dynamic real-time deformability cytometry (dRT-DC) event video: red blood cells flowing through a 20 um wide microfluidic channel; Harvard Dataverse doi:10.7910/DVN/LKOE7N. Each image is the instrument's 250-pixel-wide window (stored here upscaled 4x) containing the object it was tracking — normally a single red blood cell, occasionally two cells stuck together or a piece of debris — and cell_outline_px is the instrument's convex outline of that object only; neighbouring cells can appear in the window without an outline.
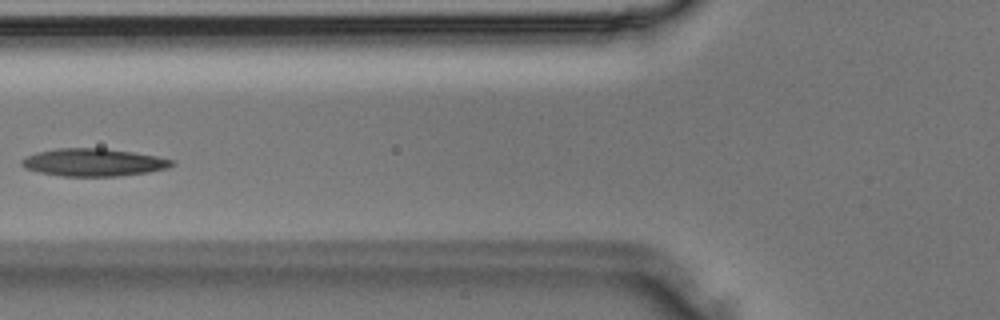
{"species": "Egyptian fruit bat (a non-hibernating species)", "species_latin": "Rousettus aegyptiacus", "temperature_condition": "room temperature", "stored_images_in_passage": 37, "camera_frame_rate_fps": 3000, "um_per_image_px": 0.085, "animal": {"sex": "male"}, "frame": {"image": 1, "passage_image": 14, "time_ms": 4.333, "image_size_px": [1000, 320], "cell_outline_px": [[176, 164], [168, 168], [148, 172], [120, 176], [64, 176], [40, 172], [24, 168], [20, 164], [20, 160], [36, 152], [56, 148], [104, 148], [132, 152], [156, 156], [176, 160]], "centroid_in_image_um": [7.97, 13.8], "position_along_channel_um": 117.8, "area_um2": 24.28}}
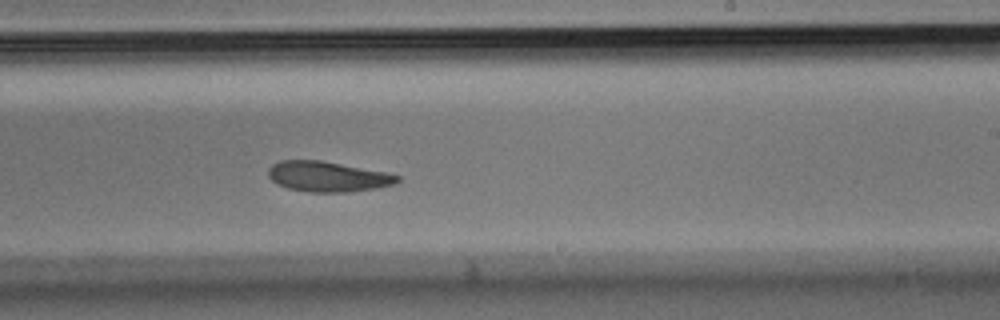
{"frame": {"image": 2, "passage_image": 22, "time_ms": 7.0, "image_size_px": [1000, 320], "cell_outline_px": [[400, 180], [396, 184], [376, 188], [348, 192], [312, 192], [288, 188], [276, 184], [268, 176], [268, 168], [272, 164], [280, 160], [320, 160], [388, 172], [400, 176]], "centroid_in_image_um": [27.87, 15.0], "position_along_channel_um": 261.1, "area_um2": 22.95}}
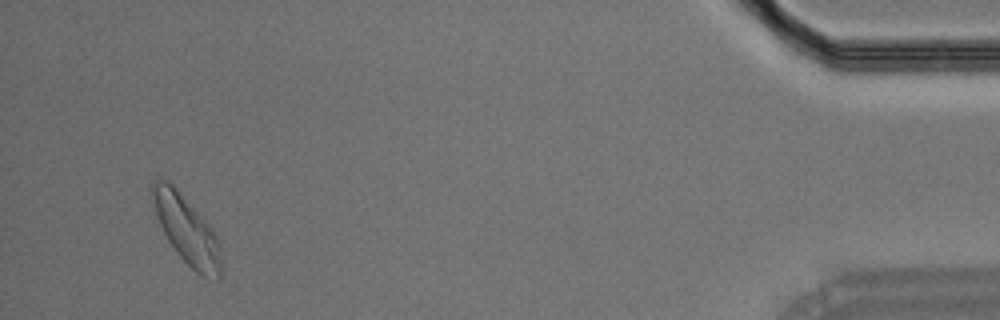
{"frame": {"image": 3, "passage_image": 35, "time_ms": 11.333, "image_size_px": [1000, 320], "cell_outline_px": [[220, 280], [216, 280], [204, 276], [196, 272], [176, 252], [168, 240], [156, 216], [152, 192], [152, 184], [160, 176], [168, 180], [172, 184], [212, 228], [220, 240]], "centroid_in_image_um": [15.88, 19.54], "position_along_channel_um": 419.3, "area_um2": 26.76}}